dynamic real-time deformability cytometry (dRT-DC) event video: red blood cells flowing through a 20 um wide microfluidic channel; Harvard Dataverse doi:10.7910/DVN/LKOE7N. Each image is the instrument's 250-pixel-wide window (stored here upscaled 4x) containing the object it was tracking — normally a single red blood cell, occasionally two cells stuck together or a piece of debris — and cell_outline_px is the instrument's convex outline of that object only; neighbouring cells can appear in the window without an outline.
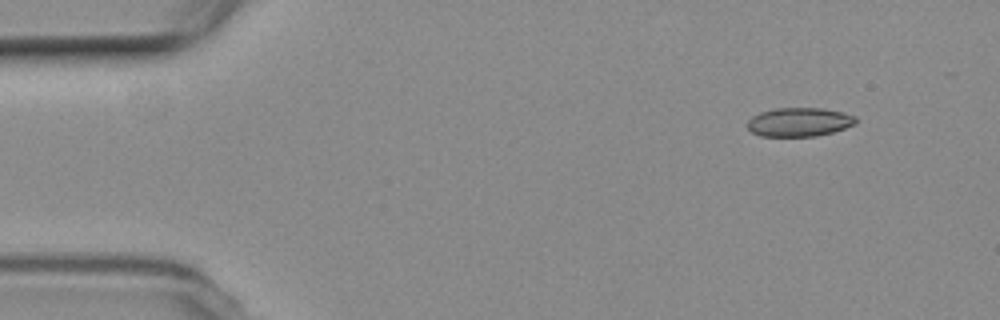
{"species": "common noctule bat (a hibernating species)", "species_latin": "Nyctalus noctula", "temperature_condition": "room temperature", "stored_images_in_passage": 6, "segment_of_instrument_passage": [2, 2], "camera_frame_rate_fps": 3000, "um_per_image_px": 0.085, "animal": {"sex": "female", "body_mass_g": 19.3, "forearm_length_mm": 54.1}, "frame": {"image": 1, "passage_image": 6, "time_ms": 6.0, "image_size_px": [1000, 320], "cell_outline_px": [[856, 124], [832, 132], [816, 136], [760, 136], [752, 132], [748, 128], [748, 120], [752, 116], [760, 112], [776, 108], [820, 108], [844, 112], [856, 116]], "centroid_in_image_um": [67.94, 10.37], "position_along_channel_um": 17.1, "area_um2": 18.21}}